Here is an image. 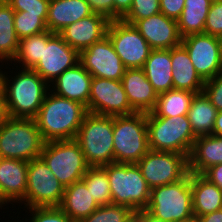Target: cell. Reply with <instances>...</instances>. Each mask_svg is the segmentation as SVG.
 I'll list each match as a JSON object with an SVG mask.
<instances>
[{
  "label": "cell",
  "instance_id": "cell-1",
  "mask_svg": "<svg viewBox=\"0 0 222 222\" xmlns=\"http://www.w3.org/2000/svg\"><path fill=\"white\" fill-rule=\"evenodd\" d=\"M15 71L12 76L7 75L8 72L5 70L2 74V91L7 116L34 118L50 90L49 84L33 69L16 67Z\"/></svg>",
  "mask_w": 222,
  "mask_h": 222
},
{
  "label": "cell",
  "instance_id": "cell-2",
  "mask_svg": "<svg viewBox=\"0 0 222 222\" xmlns=\"http://www.w3.org/2000/svg\"><path fill=\"white\" fill-rule=\"evenodd\" d=\"M86 113L87 109L83 104L49 90L34 119L45 142L73 140Z\"/></svg>",
  "mask_w": 222,
  "mask_h": 222
},
{
  "label": "cell",
  "instance_id": "cell-3",
  "mask_svg": "<svg viewBox=\"0 0 222 222\" xmlns=\"http://www.w3.org/2000/svg\"><path fill=\"white\" fill-rule=\"evenodd\" d=\"M101 167L109 178L112 204L129 207L134 212L146 209L151 188L137 164L113 162Z\"/></svg>",
  "mask_w": 222,
  "mask_h": 222
},
{
  "label": "cell",
  "instance_id": "cell-4",
  "mask_svg": "<svg viewBox=\"0 0 222 222\" xmlns=\"http://www.w3.org/2000/svg\"><path fill=\"white\" fill-rule=\"evenodd\" d=\"M44 143L34 118L7 117L0 125V158L29 162L40 158Z\"/></svg>",
  "mask_w": 222,
  "mask_h": 222
},
{
  "label": "cell",
  "instance_id": "cell-5",
  "mask_svg": "<svg viewBox=\"0 0 222 222\" xmlns=\"http://www.w3.org/2000/svg\"><path fill=\"white\" fill-rule=\"evenodd\" d=\"M149 150L191 154L196 136L187 115L158 117L147 113Z\"/></svg>",
  "mask_w": 222,
  "mask_h": 222
},
{
  "label": "cell",
  "instance_id": "cell-6",
  "mask_svg": "<svg viewBox=\"0 0 222 222\" xmlns=\"http://www.w3.org/2000/svg\"><path fill=\"white\" fill-rule=\"evenodd\" d=\"M75 140L90 167L113 163V116L87 112Z\"/></svg>",
  "mask_w": 222,
  "mask_h": 222
},
{
  "label": "cell",
  "instance_id": "cell-7",
  "mask_svg": "<svg viewBox=\"0 0 222 222\" xmlns=\"http://www.w3.org/2000/svg\"><path fill=\"white\" fill-rule=\"evenodd\" d=\"M114 162L136 164L148 151L147 113L113 116Z\"/></svg>",
  "mask_w": 222,
  "mask_h": 222
},
{
  "label": "cell",
  "instance_id": "cell-8",
  "mask_svg": "<svg viewBox=\"0 0 222 222\" xmlns=\"http://www.w3.org/2000/svg\"><path fill=\"white\" fill-rule=\"evenodd\" d=\"M145 210L163 222L193 217L191 173L178 182L152 188Z\"/></svg>",
  "mask_w": 222,
  "mask_h": 222
},
{
  "label": "cell",
  "instance_id": "cell-9",
  "mask_svg": "<svg viewBox=\"0 0 222 222\" xmlns=\"http://www.w3.org/2000/svg\"><path fill=\"white\" fill-rule=\"evenodd\" d=\"M40 158L65 188L80 181L90 168L75 139L45 142Z\"/></svg>",
  "mask_w": 222,
  "mask_h": 222
},
{
  "label": "cell",
  "instance_id": "cell-10",
  "mask_svg": "<svg viewBox=\"0 0 222 222\" xmlns=\"http://www.w3.org/2000/svg\"><path fill=\"white\" fill-rule=\"evenodd\" d=\"M65 187L54 176L41 158L28 162L27 189L24 205L34 207H59Z\"/></svg>",
  "mask_w": 222,
  "mask_h": 222
},
{
  "label": "cell",
  "instance_id": "cell-11",
  "mask_svg": "<svg viewBox=\"0 0 222 222\" xmlns=\"http://www.w3.org/2000/svg\"><path fill=\"white\" fill-rule=\"evenodd\" d=\"M148 186L175 183L189 173V160L185 154L149 150L137 163Z\"/></svg>",
  "mask_w": 222,
  "mask_h": 222
},
{
  "label": "cell",
  "instance_id": "cell-12",
  "mask_svg": "<svg viewBox=\"0 0 222 222\" xmlns=\"http://www.w3.org/2000/svg\"><path fill=\"white\" fill-rule=\"evenodd\" d=\"M107 36L126 69L144 67L153 49L133 24L122 19L110 21Z\"/></svg>",
  "mask_w": 222,
  "mask_h": 222
},
{
  "label": "cell",
  "instance_id": "cell-13",
  "mask_svg": "<svg viewBox=\"0 0 222 222\" xmlns=\"http://www.w3.org/2000/svg\"><path fill=\"white\" fill-rule=\"evenodd\" d=\"M181 44L204 81L222 72V47L219 37L205 33L190 34L182 38Z\"/></svg>",
  "mask_w": 222,
  "mask_h": 222
},
{
  "label": "cell",
  "instance_id": "cell-14",
  "mask_svg": "<svg viewBox=\"0 0 222 222\" xmlns=\"http://www.w3.org/2000/svg\"><path fill=\"white\" fill-rule=\"evenodd\" d=\"M87 112L106 116L135 113L131 108L121 80L93 77Z\"/></svg>",
  "mask_w": 222,
  "mask_h": 222
},
{
  "label": "cell",
  "instance_id": "cell-15",
  "mask_svg": "<svg viewBox=\"0 0 222 222\" xmlns=\"http://www.w3.org/2000/svg\"><path fill=\"white\" fill-rule=\"evenodd\" d=\"M79 63L93 76L121 80L126 67L108 36L79 53Z\"/></svg>",
  "mask_w": 222,
  "mask_h": 222
},
{
  "label": "cell",
  "instance_id": "cell-16",
  "mask_svg": "<svg viewBox=\"0 0 222 222\" xmlns=\"http://www.w3.org/2000/svg\"><path fill=\"white\" fill-rule=\"evenodd\" d=\"M77 63H79V53L58 33H54L47 43H43L42 57L33 70L50 85L65 70Z\"/></svg>",
  "mask_w": 222,
  "mask_h": 222
},
{
  "label": "cell",
  "instance_id": "cell-17",
  "mask_svg": "<svg viewBox=\"0 0 222 222\" xmlns=\"http://www.w3.org/2000/svg\"><path fill=\"white\" fill-rule=\"evenodd\" d=\"M133 26L153 49H171L181 44L177 20L166 17L163 13L136 20Z\"/></svg>",
  "mask_w": 222,
  "mask_h": 222
},
{
  "label": "cell",
  "instance_id": "cell-18",
  "mask_svg": "<svg viewBox=\"0 0 222 222\" xmlns=\"http://www.w3.org/2000/svg\"><path fill=\"white\" fill-rule=\"evenodd\" d=\"M110 20L97 13L76 21L58 34L78 53L107 36Z\"/></svg>",
  "mask_w": 222,
  "mask_h": 222
},
{
  "label": "cell",
  "instance_id": "cell-19",
  "mask_svg": "<svg viewBox=\"0 0 222 222\" xmlns=\"http://www.w3.org/2000/svg\"><path fill=\"white\" fill-rule=\"evenodd\" d=\"M27 171L28 161L0 158V200L5 206L24 203Z\"/></svg>",
  "mask_w": 222,
  "mask_h": 222
},
{
  "label": "cell",
  "instance_id": "cell-20",
  "mask_svg": "<svg viewBox=\"0 0 222 222\" xmlns=\"http://www.w3.org/2000/svg\"><path fill=\"white\" fill-rule=\"evenodd\" d=\"M93 76L80 64L65 70L50 85L54 94L77 101L86 109L89 102L91 80Z\"/></svg>",
  "mask_w": 222,
  "mask_h": 222
},
{
  "label": "cell",
  "instance_id": "cell-21",
  "mask_svg": "<svg viewBox=\"0 0 222 222\" xmlns=\"http://www.w3.org/2000/svg\"><path fill=\"white\" fill-rule=\"evenodd\" d=\"M121 82L135 112L149 113L154 109L158 94L146 78L143 68L126 69Z\"/></svg>",
  "mask_w": 222,
  "mask_h": 222
},
{
  "label": "cell",
  "instance_id": "cell-22",
  "mask_svg": "<svg viewBox=\"0 0 222 222\" xmlns=\"http://www.w3.org/2000/svg\"><path fill=\"white\" fill-rule=\"evenodd\" d=\"M92 13L86 0H50L46 26L48 31L59 33L66 26Z\"/></svg>",
  "mask_w": 222,
  "mask_h": 222
},
{
  "label": "cell",
  "instance_id": "cell-23",
  "mask_svg": "<svg viewBox=\"0 0 222 222\" xmlns=\"http://www.w3.org/2000/svg\"><path fill=\"white\" fill-rule=\"evenodd\" d=\"M172 78L174 89L203 92L205 81L196 72L185 47L180 44L171 48Z\"/></svg>",
  "mask_w": 222,
  "mask_h": 222
},
{
  "label": "cell",
  "instance_id": "cell-24",
  "mask_svg": "<svg viewBox=\"0 0 222 222\" xmlns=\"http://www.w3.org/2000/svg\"><path fill=\"white\" fill-rule=\"evenodd\" d=\"M189 160V172L203 174L208 168L222 164V136H199L194 142Z\"/></svg>",
  "mask_w": 222,
  "mask_h": 222
},
{
  "label": "cell",
  "instance_id": "cell-25",
  "mask_svg": "<svg viewBox=\"0 0 222 222\" xmlns=\"http://www.w3.org/2000/svg\"><path fill=\"white\" fill-rule=\"evenodd\" d=\"M99 205L92 198L86 184L80 180L65 188L59 208L74 222H81L92 214Z\"/></svg>",
  "mask_w": 222,
  "mask_h": 222
},
{
  "label": "cell",
  "instance_id": "cell-26",
  "mask_svg": "<svg viewBox=\"0 0 222 222\" xmlns=\"http://www.w3.org/2000/svg\"><path fill=\"white\" fill-rule=\"evenodd\" d=\"M143 70L157 94L174 89L171 49L152 50L144 64Z\"/></svg>",
  "mask_w": 222,
  "mask_h": 222
},
{
  "label": "cell",
  "instance_id": "cell-27",
  "mask_svg": "<svg viewBox=\"0 0 222 222\" xmlns=\"http://www.w3.org/2000/svg\"><path fill=\"white\" fill-rule=\"evenodd\" d=\"M191 189L195 217L222 209V189L202 174L191 173Z\"/></svg>",
  "mask_w": 222,
  "mask_h": 222
},
{
  "label": "cell",
  "instance_id": "cell-28",
  "mask_svg": "<svg viewBox=\"0 0 222 222\" xmlns=\"http://www.w3.org/2000/svg\"><path fill=\"white\" fill-rule=\"evenodd\" d=\"M217 113L204 92L194 95L187 116L196 137L212 134Z\"/></svg>",
  "mask_w": 222,
  "mask_h": 222
},
{
  "label": "cell",
  "instance_id": "cell-29",
  "mask_svg": "<svg viewBox=\"0 0 222 222\" xmlns=\"http://www.w3.org/2000/svg\"><path fill=\"white\" fill-rule=\"evenodd\" d=\"M211 3L210 0H185L183 11L177 19L178 31L182 38L190 34L204 33Z\"/></svg>",
  "mask_w": 222,
  "mask_h": 222
},
{
  "label": "cell",
  "instance_id": "cell-30",
  "mask_svg": "<svg viewBox=\"0 0 222 222\" xmlns=\"http://www.w3.org/2000/svg\"><path fill=\"white\" fill-rule=\"evenodd\" d=\"M14 10L4 1L0 5V62L12 65L19 48V41L14 29ZM11 64H10V63Z\"/></svg>",
  "mask_w": 222,
  "mask_h": 222
},
{
  "label": "cell",
  "instance_id": "cell-31",
  "mask_svg": "<svg viewBox=\"0 0 222 222\" xmlns=\"http://www.w3.org/2000/svg\"><path fill=\"white\" fill-rule=\"evenodd\" d=\"M195 94L180 89H171L160 93L151 112L158 117L187 115Z\"/></svg>",
  "mask_w": 222,
  "mask_h": 222
},
{
  "label": "cell",
  "instance_id": "cell-32",
  "mask_svg": "<svg viewBox=\"0 0 222 222\" xmlns=\"http://www.w3.org/2000/svg\"><path fill=\"white\" fill-rule=\"evenodd\" d=\"M53 32L45 31L41 34L27 36L20 39L19 48L16 57L13 59L16 67L33 69L42 57L43 43H47V40L53 35Z\"/></svg>",
  "mask_w": 222,
  "mask_h": 222
},
{
  "label": "cell",
  "instance_id": "cell-33",
  "mask_svg": "<svg viewBox=\"0 0 222 222\" xmlns=\"http://www.w3.org/2000/svg\"><path fill=\"white\" fill-rule=\"evenodd\" d=\"M81 180L99 206L112 204L109 178L101 166L90 167Z\"/></svg>",
  "mask_w": 222,
  "mask_h": 222
},
{
  "label": "cell",
  "instance_id": "cell-34",
  "mask_svg": "<svg viewBox=\"0 0 222 222\" xmlns=\"http://www.w3.org/2000/svg\"><path fill=\"white\" fill-rule=\"evenodd\" d=\"M48 15L26 14V11L14 12V29L19 39L48 31L46 20Z\"/></svg>",
  "mask_w": 222,
  "mask_h": 222
},
{
  "label": "cell",
  "instance_id": "cell-35",
  "mask_svg": "<svg viewBox=\"0 0 222 222\" xmlns=\"http://www.w3.org/2000/svg\"><path fill=\"white\" fill-rule=\"evenodd\" d=\"M134 215L135 212L129 207L108 204L99 206L81 222H128Z\"/></svg>",
  "mask_w": 222,
  "mask_h": 222
},
{
  "label": "cell",
  "instance_id": "cell-36",
  "mask_svg": "<svg viewBox=\"0 0 222 222\" xmlns=\"http://www.w3.org/2000/svg\"><path fill=\"white\" fill-rule=\"evenodd\" d=\"M161 12L160 0H133L130 10L121 18L124 22L133 24Z\"/></svg>",
  "mask_w": 222,
  "mask_h": 222
},
{
  "label": "cell",
  "instance_id": "cell-37",
  "mask_svg": "<svg viewBox=\"0 0 222 222\" xmlns=\"http://www.w3.org/2000/svg\"><path fill=\"white\" fill-rule=\"evenodd\" d=\"M29 209V210H28ZM29 211V212H28ZM30 213V217H22L26 222H74L68 215H66L59 207H34L27 208L25 213ZM29 219H27V218Z\"/></svg>",
  "mask_w": 222,
  "mask_h": 222
},
{
  "label": "cell",
  "instance_id": "cell-38",
  "mask_svg": "<svg viewBox=\"0 0 222 222\" xmlns=\"http://www.w3.org/2000/svg\"><path fill=\"white\" fill-rule=\"evenodd\" d=\"M50 0H6L14 11H26V14L48 15Z\"/></svg>",
  "mask_w": 222,
  "mask_h": 222
},
{
  "label": "cell",
  "instance_id": "cell-39",
  "mask_svg": "<svg viewBox=\"0 0 222 222\" xmlns=\"http://www.w3.org/2000/svg\"><path fill=\"white\" fill-rule=\"evenodd\" d=\"M204 33L217 37L222 34V1L211 3L205 21Z\"/></svg>",
  "mask_w": 222,
  "mask_h": 222
},
{
  "label": "cell",
  "instance_id": "cell-40",
  "mask_svg": "<svg viewBox=\"0 0 222 222\" xmlns=\"http://www.w3.org/2000/svg\"><path fill=\"white\" fill-rule=\"evenodd\" d=\"M203 92L217 111H222V72L205 81Z\"/></svg>",
  "mask_w": 222,
  "mask_h": 222
},
{
  "label": "cell",
  "instance_id": "cell-41",
  "mask_svg": "<svg viewBox=\"0 0 222 222\" xmlns=\"http://www.w3.org/2000/svg\"><path fill=\"white\" fill-rule=\"evenodd\" d=\"M93 13L101 14L110 21L114 20V0H86Z\"/></svg>",
  "mask_w": 222,
  "mask_h": 222
},
{
  "label": "cell",
  "instance_id": "cell-42",
  "mask_svg": "<svg viewBox=\"0 0 222 222\" xmlns=\"http://www.w3.org/2000/svg\"><path fill=\"white\" fill-rule=\"evenodd\" d=\"M185 0H160V9L166 17L177 20L184 8Z\"/></svg>",
  "mask_w": 222,
  "mask_h": 222
},
{
  "label": "cell",
  "instance_id": "cell-43",
  "mask_svg": "<svg viewBox=\"0 0 222 222\" xmlns=\"http://www.w3.org/2000/svg\"><path fill=\"white\" fill-rule=\"evenodd\" d=\"M202 175L218 188L222 189V164L208 168Z\"/></svg>",
  "mask_w": 222,
  "mask_h": 222
},
{
  "label": "cell",
  "instance_id": "cell-44",
  "mask_svg": "<svg viewBox=\"0 0 222 222\" xmlns=\"http://www.w3.org/2000/svg\"><path fill=\"white\" fill-rule=\"evenodd\" d=\"M133 0H114V20L121 19L131 8Z\"/></svg>",
  "mask_w": 222,
  "mask_h": 222
},
{
  "label": "cell",
  "instance_id": "cell-45",
  "mask_svg": "<svg viewBox=\"0 0 222 222\" xmlns=\"http://www.w3.org/2000/svg\"><path fill=\"white\" fill-rule=\"evenodd\" d=\"M198 222H222V209L197 217Z\"/></svg>",
  "mask_w": 222,
  "mask_h": 222
},
{
  "label": "cell",
  "instance_id": "cell-46",
  "mask_svg": "<svg viewBox=\"0 0 222 222\" xmlns=\"http://www.w3.org/2000/svg\"><path fill=\"white\" fill-rule=\"evenodd\" d=\"M135 217H136L137 222H163L162 220L150 214L145 209L135 212Z\"/></svg>",
  "mask_w": 222,
  "mask_h": 222
},
{
  "label": "cell",
  "instance_id": "cell-47",
  "mask_svg": "<svg viewBox=\"0 0 222 222\" xmlns=\"http://www.w3.org/2000/svg\"><path fill=\"white\" fill-rule=\"evenodd\" d=\"M211 135L222 136V111L217 113Z\"/></svg>",
  "mask_w": 222,
  "mask_h": 222
},
{
  "label": "cell",
  "instance_id": "cell-48",
  "mask_svg": "<svg viewBox=\"0 0 222 222\" xmlns=\"http://www.w3.org/2000/svg\"><path fill=\"white\" fill-rule=\"evenodd\" d=\"M7 112H6V107H5V102H4V94L3 91H0V125L5 121L7 118Z\"/></svg>",
  "mask_w": 222,
  "mask_h": 222
},
{
  "label": "cell",
  "instance_id": "cell-49",
  "mask_svg": "<svg viewBox=\"0 0 222 222\" xmlns=\"http://www.w3.org/2000/svg\"><path fill=\"white\" fill-rule=\"evenodd\" d=\"M4 63L1 62V65H0V91L2 90V74H3V70L2 69V66L4 67L5 65H3Z\"/></svg>",
  "mask_w": 222,
  "mask_h": 222
},
{
  "label": "cell",
  "instance_id": "cell-50",
  "mask_svg": "<svg viewBox=\"0 0 222 222\" xmlns=\"http://www.w3.org/2000/svg\"><path fill=\"white\" fill-rule=\"evenodd\" d=\"M178 222H198V221H197V217L193 216L189 219L178 221Z\"/></svg>",
  "mask_w": 222,
  "mask_h": 222
},
{
  "label": "cell",
  "instance_id": "cell-51",
  "mask_svg": "<svg viewBox=\"0 0 222 222\" xmlns=\"http://www.w3.org/2000/svg\"><path fill=\"white\" fill-rule=\"evenodd\" d=\"M128 222H137L135 215Z\"/></svg>",
  "mask_w": 222,
  "mask_h": 222
},
{
  "label": "cell",
  "instance_id": "cell-52",
  "mask_svg": "<svg viewBox=\"0 0 222 222\" xmlns=\"http://www.w3.org/2000/svg\"><path fill=\"white\" fill-rule=\"evenodd\" d=\"M219 40H220V45L222 47V34L220 35Z\"/></svg>",
  "mask_w": 222,
  "mask_h": 222
},
{
  "label": "cell",
  "instance_id": "cell-53",
  "mask_svg": "<svg viewBox=\"0 0 222 222\" xmlns=\"http://www.w3.org/2000/svg\"><path fill=\"white\" fill-rule=\"evenodd\" d=\"M3 206H5V205L0 200V208L2 209Z\"/></svg>",
  "mask_w": 222,
  "mask_h": 222
},
{
  "label": "cell",
  "instance_id": "cell-54",
  "mask_svg": "<svg viewBox=\"0 0 222 222\" xmlns=\"http://www.w3.org/2000/svg\"><path fill=\"white\" fill-rule=\"evenodd\" d=\"M210 1L213 3V2L222 1V0H210Z\"/></svg>",
  "mask_w": 222,
  "mask_h": 222
},
{
  "label": "cell",
  "instance_id": "cell-55",
  "mask_svg": "<svg viewBox=\"0 0 222 222\" xmlns=\"http://www.w3.org/2000/svg\"><path fill=\"white\" fill-rule=\"evenodd\" d=\"M4 1H6V0H0V5H1Z\"/></svg>",
  "mask_w": 222,
  "mask_h": 222
}]
</instances>
